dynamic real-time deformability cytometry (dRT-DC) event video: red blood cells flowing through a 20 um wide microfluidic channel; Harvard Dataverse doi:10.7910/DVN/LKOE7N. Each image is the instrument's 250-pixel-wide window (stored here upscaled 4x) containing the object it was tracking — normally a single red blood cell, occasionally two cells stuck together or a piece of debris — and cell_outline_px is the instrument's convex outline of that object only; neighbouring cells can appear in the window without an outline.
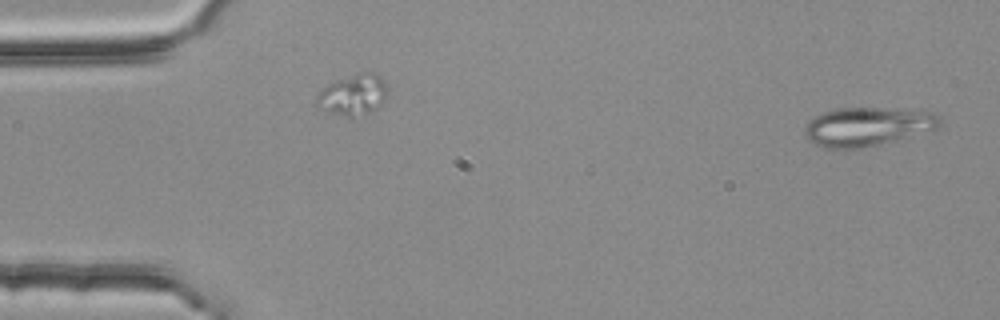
{"species": "common noctule bat (a hibernating species)", "species_latin": "Nyctalus noctula", "temperature_condition": "room temperature", "stored_images_in_passage": 52, "camera_frame_rate_fps": 3000, "um_per_image_px": 0.085, "animal": {"sex": "female", "body_mass_g": 25.1}, "frame": {"image": 1, "passage_image": 1, "time_ms": 0.0, "image_size_px": [1000, 320], "cell_outline_px": [[940, 124], [936, 128], [880, 144], [860, 148], [824, 148], [812, 144], [804, 132], [804, 128], [808, 120], [812, 116], [836, 108], [924, 108], [936, 112], [940, 116]], "centroid_in_image_um": [73.74, 10.72], "position_along_channel_um": 11.3, "area_um2": 30.98}}
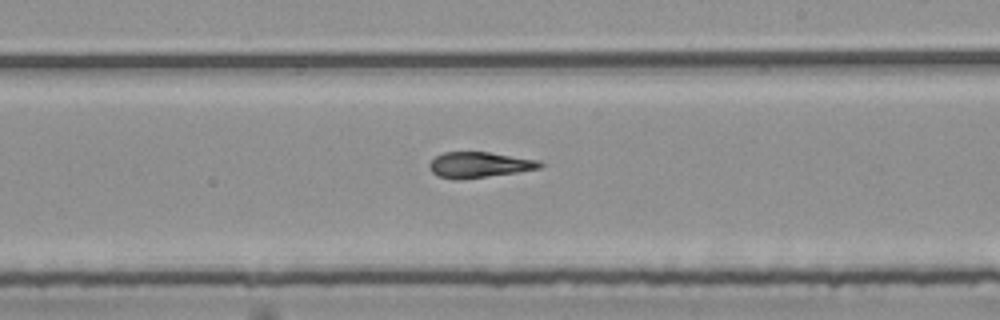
{"frame": {"image": 2, "passage_image": 30, "time_ms": 9.667, "image_size_px": [1000, 320], "cell_outline_px": [[544, 164], [540, 168], [516, 172], [484, 176], [440, 176], [432, 172], [428, 168], [428, 164], [436, 156], [444, 152], [488, 152], [540, 160]], "centroid_in_image_um": [40.79, 13.95], "position_along_channel_um": 248.2, "area_um2": 15.66}}
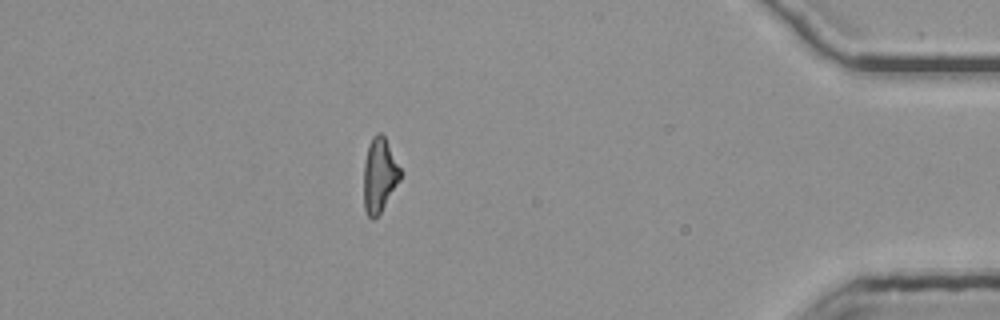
{"frame": {"image": 3, "passage_image": 46, "time_ms": 15.0, "image_size_px": [1000, 320], "cell_outline_px": [[400, 180], [380, 212], [372, 220], [368, 216], [364, 208], [364, 164], [368, 144], [372, 136], [376, 132], [380, 132], [384, 136], [400, 168]], "centroid_in_image_um": [32.23, 14.86], "position_along_channel_um": 403.0, "area_um2": 15.61}, "authors_computed_cell_mechanics": {"area_um2": 17.1666, "velocity_mm_per_s": 3.7953, "shape_relaxation_time_tau1_ms": null, "shape_relaxation_time_tau2_ms": 3.0605, "deformation_change_tau1": null, "deformation_change_tau2": 0.1209}}